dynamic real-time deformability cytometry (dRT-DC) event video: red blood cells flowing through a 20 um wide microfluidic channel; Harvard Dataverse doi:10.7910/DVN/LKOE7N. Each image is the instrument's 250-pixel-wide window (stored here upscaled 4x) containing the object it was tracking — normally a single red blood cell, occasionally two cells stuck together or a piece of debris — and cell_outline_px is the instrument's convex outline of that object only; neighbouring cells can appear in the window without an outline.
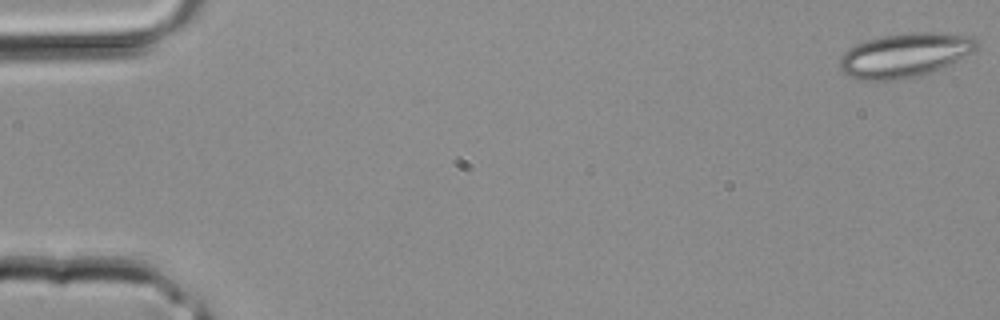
{"species": "common noctule bat (a hibernating species)", "species_latin": "Nyctalus noctula", "temperature_condition": "room temperature", "stored_images_in_passage": 4, "camera_frame_rate_fps": 3000, "um_per_image_px": 0.085, "animal": {"sex": "male", "body_mass_g": 20.4}, "frame": {"image": 1, "passage_image": 1, "time_ms": 0.0, "image_size_px": [1000, 320], "cell_outline_px": [[976, 48], [972, 52], [932, 72], [920, 76], [892, 80], [860, 80], [848, 76], [840, 68], [840, 60], [844, 52], [856, 44], [880, 36], [912, 32], [932, 32], [972, 36], [976, 40]], "centroid_in_image_um": [76.88, 4.69], "position_along_channel_um": 8.1, "area_um2": 34.85}}